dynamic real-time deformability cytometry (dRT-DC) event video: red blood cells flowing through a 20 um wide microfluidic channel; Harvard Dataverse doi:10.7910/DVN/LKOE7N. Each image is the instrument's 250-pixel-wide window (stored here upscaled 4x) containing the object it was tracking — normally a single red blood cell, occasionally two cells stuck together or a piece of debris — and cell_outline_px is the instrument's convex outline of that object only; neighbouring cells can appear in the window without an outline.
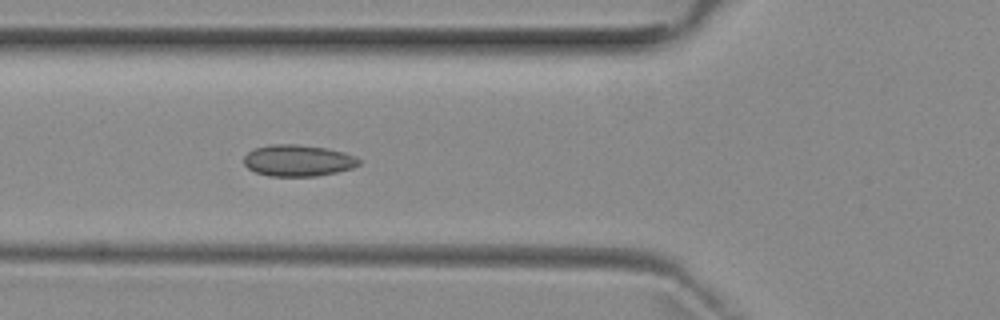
{"species": "common noctule bat (a hibernating species)", "species_latin": "Nyctalus noctula", "temperature_condition": "room temperature", "stored_images_in_passage": 6, "camera_frame_rate_fps": 3000, "um_per_image_px": 0.085, "animal": {"sex": "female", "body_mass_g": 29.2, "forearm_length_mm": 56.3}, "frame": {"image": 1, "passage_image": 5, "time_ms": 4.667, "image_size_px": [1000, 320], "cell_outline_px": [[360, 164], [352, 168], [336, 172], [316, 176], [268, 176], [256, 172], [248, 168], [244, 164], [244, 156], [248, 152], [256, 148], [272, 144], [296, 144], [328, 148], [344, 152], [356, 156], [360, 160]], "centroid_in_image_um": [25.35, 13.64], "position_along_channel_um": 100.5, "area_um2": 21.15}}
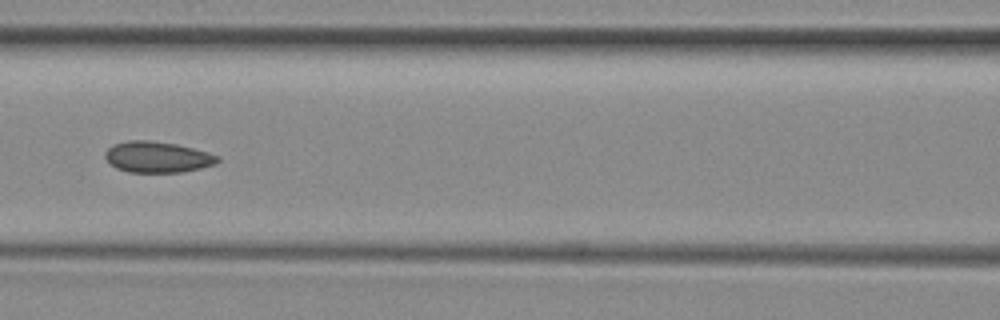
{"frame": {"image": 2, "passage_image": 6, "time_ms": 6.0, "image_size_px": [1000, 320], "cell_outline_px": [[220, 160], [216, 164], [200, 168], [180, 172], [128, 172], [116, 168], [104, 156], [104, 152], [112, 144], [128, 140], [148, 140], [176, 144], [208, 152], [220, 156]], "centroid_in_image_um": [13.37, 13.34], "position_along_channel_um": 153.2, "area_um2": 20.35}}